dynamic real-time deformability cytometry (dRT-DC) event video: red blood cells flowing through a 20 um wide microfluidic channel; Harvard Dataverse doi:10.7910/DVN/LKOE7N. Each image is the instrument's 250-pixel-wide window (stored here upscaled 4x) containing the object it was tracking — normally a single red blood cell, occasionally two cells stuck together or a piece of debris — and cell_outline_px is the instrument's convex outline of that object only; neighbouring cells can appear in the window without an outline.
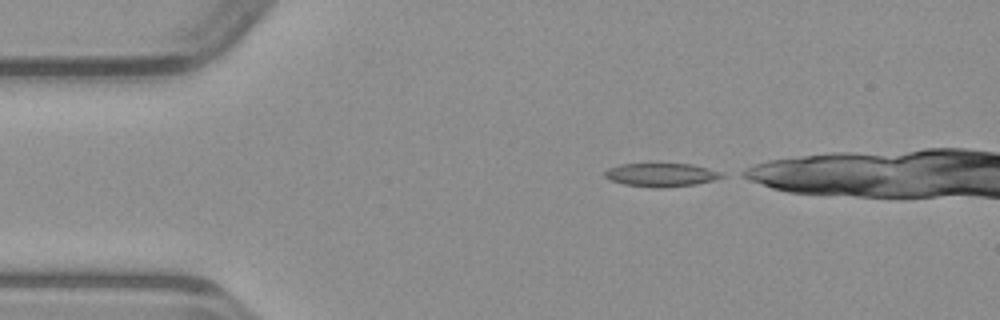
{"species": "common noctule bat (a hibernating species)", "species_latin": "Nyctalus noctula", "temperature_condition": "warm", "stored_images_in_passage": 32, "camera_frame_rate_fps": 3000, "um_per_image_px": 0.085, "animal": {"sex": "male", "body_mass_g": 23.1, "forearm_length_mm": 52.7}, "frame": {"image": 1, "passage_image": 1, "time_ms": 0.0, "image_size_px": [1000, 320], "cell_outline_px": [[724, 176], [712, 180], [696, 184], [664, 188], [652, 188], [624, 184], [612, 180], [604, 176], [604, 172], [608, 168], [620, 164], [656, 160], [692, 164], [724, 172]], "centroid_in_image_um": [56.19, 14.8], "position_along_channel_um": 28.8, "area_um2": 17.05}}
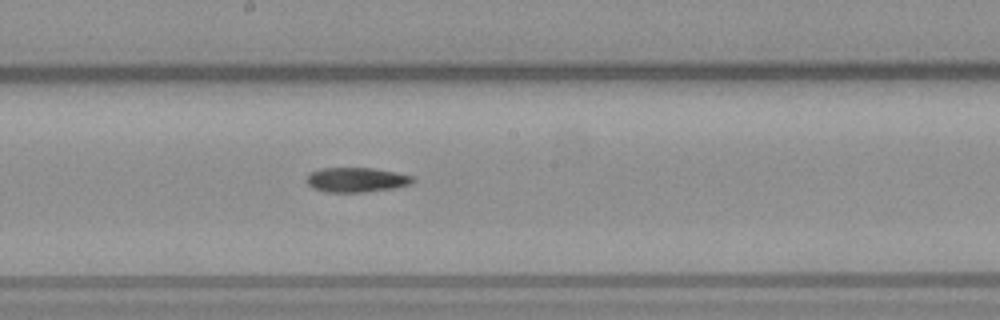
{"frame": {"image": 2, "passage_image": 18, "time_ms": 5.667, "image_size_px": [1000, 320], "cell_outline_px": [[416, 180], [408, 184], [392, 188], [364, 192], [328, 192], [312, 188], [308, 184], [308, 172], [320, 168], [372, 168], [396, 172], [416, 176]], "centroid_in_image_um": [30.3, 15.27], "position_along_channel_um": 217.9, "area_um2": 15.26}}
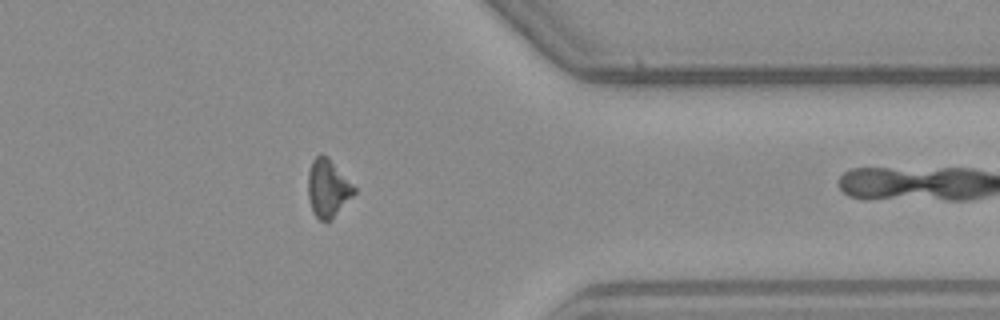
{"frame": {"image": 3, "passage_image": 31, "time_ms": 10.0, "image_size_px": [1000, 320], "cell_outline_px": [[356, 192], [332, 220], [320, 220], [312, 212], [308, 196], [308, 172], [312, 160], [320, 152], [328, 156], [356, 188]], "centroid_in_image_um": [27.86, 15.98], "position_along_channel_um": 383.5, "area_um2": 15.66}}